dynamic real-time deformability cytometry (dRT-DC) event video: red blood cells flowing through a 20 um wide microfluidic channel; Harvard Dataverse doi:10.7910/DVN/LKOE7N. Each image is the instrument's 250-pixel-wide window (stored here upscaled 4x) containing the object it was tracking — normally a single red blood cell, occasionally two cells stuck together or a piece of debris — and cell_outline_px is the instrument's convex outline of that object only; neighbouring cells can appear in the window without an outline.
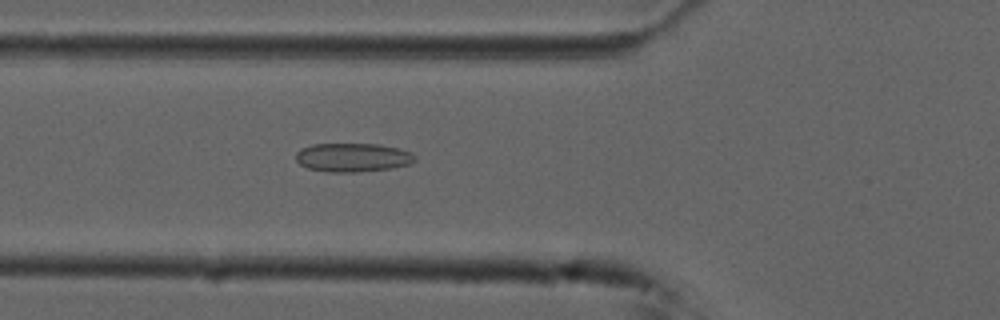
{"species": "common noctule bat (a hibernating species)", "species_latin": "Nyctalus noctula", "temperature_condition": "cold", "stored_images_in_passage": 54, "camera_frame_rate_fps": 3000, "um_per_image_px": 0.085, "animal": {"sex": "male", "forearm_length_mm": 52.5}, "frame": {"image": 1, "passage_image": 19, "time_ms": 6.0, "image_size_px": [1000, 320], "cell_outline_px": [[416, 160], [408, 164], [392, 168], [360, 172], [328, 172], [308, 168], [300, 164], [296, 160], [296, 152], [300, 148], [312, 144], [376, 144], [400, 148], [412, 152], [416, 156]], "centroid_in_image_um": [29.99, 13.38], "position_along_channel_um": 95.8, "area_um2": 20.11}}
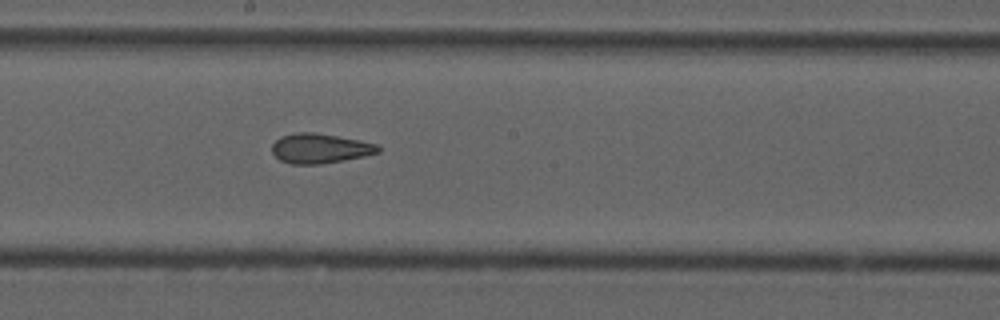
{"frame": {"image": 2, "passage_image": 29, "time_ms": 9.333, "image_size_px": [1000, 320], "cell_outline_px": [[380, 152], [364, 156], [344, 160], [320, 164], [292, 164], [280, 160], [272, 152], [272, 144], [280, 136], [296, 132], [312, 132], [360, 140], [376, 144], [380, 148]], "centroid_in_image_um": [27.18, 12.61], "position_along_channel_um": 221.0, "area_um2": 18.32}}
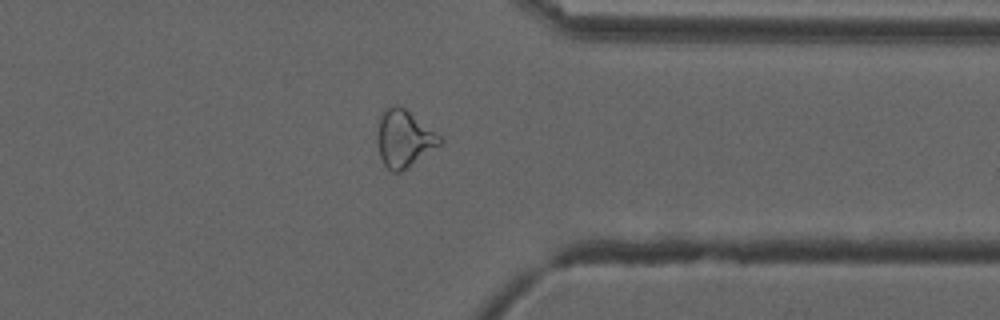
{"frame": {"image": 3, "passage_image": 42, "time_ms": 13.667, "image_size_px": [1000, 320], "cell_outline_px": [[444, 140], [440, 144], [400, 172], [392, 172], [384, 164], [380, 156], [376, 140], [380, 116], [392, 104], [400, 104], [440, 136]], "centroid_in_image_um": [34.31, 11.76], "position_along_channel_um": 377.1, "area_um2": 20.4}, "authors_computed_cell_mechanics": {"area_um2": 21.1548, "velocity_mm_per_s": 3.7387, "shape_relaxation_time_tau1_ms": null, "shape_relaxation_time_tau2_ms": 3.0986, "deformation_change_tau1": null, "deformation_change_tau2": 0.0999}}